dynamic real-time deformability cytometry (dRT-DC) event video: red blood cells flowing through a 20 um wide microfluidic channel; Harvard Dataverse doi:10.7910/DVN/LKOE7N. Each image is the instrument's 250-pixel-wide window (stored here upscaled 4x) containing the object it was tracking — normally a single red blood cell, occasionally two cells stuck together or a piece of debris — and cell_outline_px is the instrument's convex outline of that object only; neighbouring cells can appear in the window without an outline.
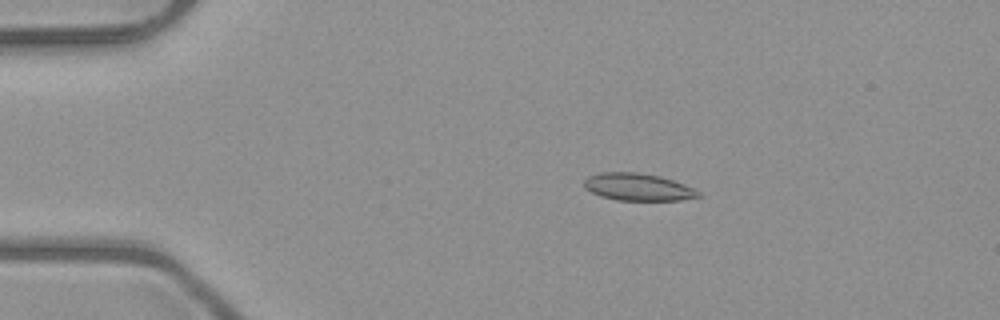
{"species": "common noctule bat (a hibernating species)", "species_latin": "Nyctalus noctula", "temperature_condition": "room temperature", "stored_images_in_passage": 48, "camera_frame_rate_fps": 3000, "um_per_image_px": 0.085, "animal": {"sex": "male", "body_mass_g": 23.1, "forearm_length_mm": 52.7}, "frame": {"image": 1, "passage_image": 7, "time_ms": 2.0, "image_size_px": [1000, 320], "cell_outline_px": [[700, 196], [680, 200], [616, 200], [600, 196], [584, 188], [584, 180], [588, 176], [600, 172], [636, 172], [660, 176], [684, 184], [700, 192]], "centroid_in_image_um": [54.18, 15.89], "position_along_channel_um": 30.8, "area_um2": 18.09}}
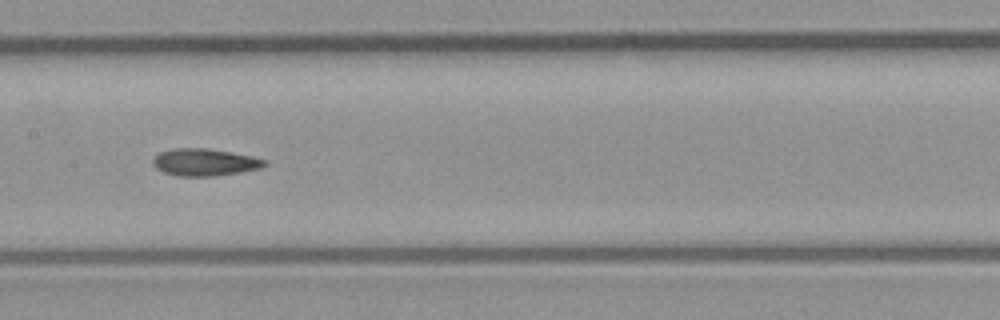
{"frame": {"image": 2, "passage_image": 23, "time_ms": 7.333, "image_size_px": [1000, 320], "cell_outline_px": [[268, 164], [260, 168], [240, 172], [212, 176], [176, 176], [164, 172], [156, 168], [152, 164], [152, 160], [160, 152], [176, 148], [208, 148], [252, 156], [264, 160]], "centroid_in_image_um": [17.38, 13.79], "position_along_channel_um": 190.0, "area_um2": 17.57}}
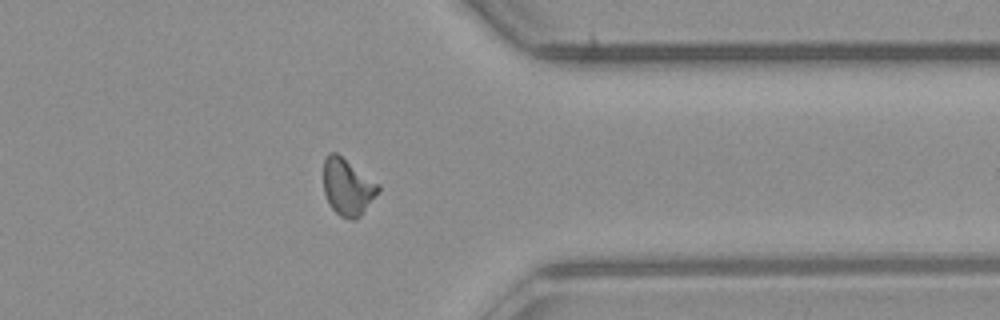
{"frame": {"image": 3, "passage_image": 38, "time_ms": 12.333, "image_size_px": [1000, 320], "cell_outline_px": [[380, 192], [360, 216], [356, 220], [352, 220], [340, 216], [332, 208], [324, 192], [324, 156], [328, 152], [336, 152], [380, 184]], "centroid_in_image_um": [29.56, 15.88], "position_along_channel_um": 381.8, "area_um2": 18.21}, "authors_computed_cell_mechanics": {"area_um2": 17.6868, "velocity_mm_per_s": 4.0312, "shape_relaxation_time_tau1_ms": null, "shape_relaxation_time_tau2_ms": 9.0805, "deformation_change_tau1": null, "deformation_change_tau2": 0.155}}